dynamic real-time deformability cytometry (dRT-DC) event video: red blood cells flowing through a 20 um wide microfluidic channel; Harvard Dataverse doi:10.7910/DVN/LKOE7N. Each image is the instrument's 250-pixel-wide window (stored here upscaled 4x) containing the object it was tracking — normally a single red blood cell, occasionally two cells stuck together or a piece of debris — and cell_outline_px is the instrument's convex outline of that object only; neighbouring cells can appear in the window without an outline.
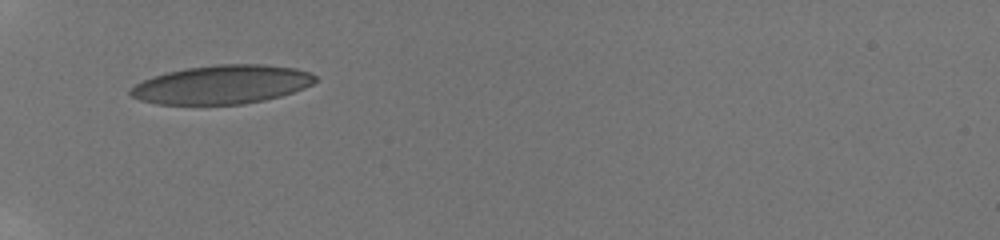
{"species": "human", "species_latin": "Homo sapiens", "temperature_condition": "room temperature", "stored_images_in_passage": 38, "camera_frame_rate_fps": 3000, "um_per_image_px": 0.085, "donor": {"sex": "male"}, "frame": {"image": 1, "passage_image": 1, "time_ms": 0.0, "image_size_px": [1000, 240], "cell_outline_px": [[316, 80], [312, 84], [304, 88], [280, 96], [264, 100], [244, 104], [156, 104], [140, 100], [132, 96], [128, 92], [136, 84], [152, 76], [184, 68], [216, 64], [260, 64], [296, 68], [312, 72], [316, 76]], "centroid_in_image_um": [18.88, 7.18], "position_along_channel_um": 66.1, "area_um2": 41.67}}
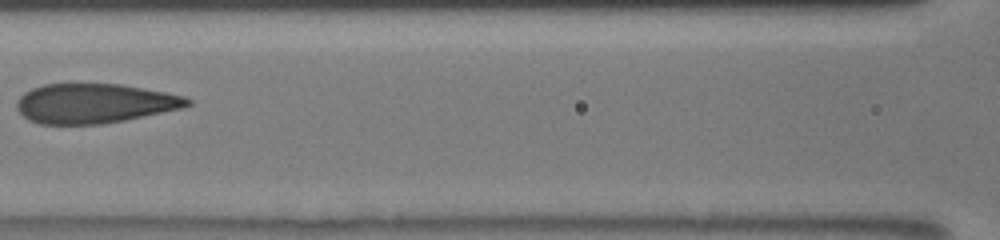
{"frame": {"image": 2, "passage_image": 7, "time_ms": 2.667, "image_size_px": [1000, 240], "cell_outline_px": [[192, 104], [180, 108], [124, 120], [100, 124], [40, 124], [28, 120], [16, 108], [16, 100], [24, 92], [32, 88], [44, 84], [120, 84], [164, 92], [184, 96], [192, 100]], "centroid_in_image_um": [7.98, 8.79], "position_along_channel_um": 158.6, "area_um2": 39.13}}
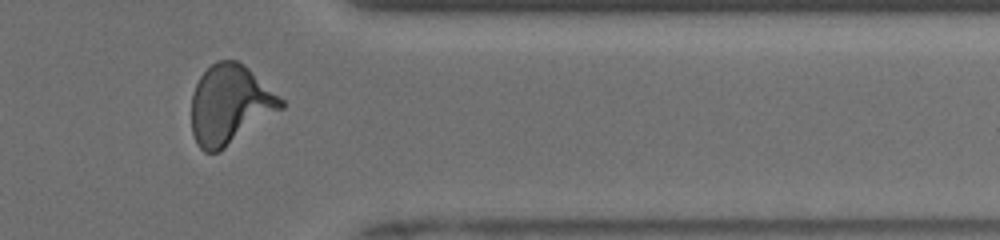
{"frame": {"image": 3, "passage_image": 28, "time_ms": 8.667, "image_size_px": [1000, 240], "cell_outline_px": [[284, 108], [220, 152], [204, 152], [200, 148], [192, 132], [192, 92], [200, 76], [216, 60], [236, 60], [248, 68], [284, 100]], "centroid_in_image_um": [19.55, 8.91], "position_along_channel_um": 391.9, "area_um2": 41.33}, "authors_computed_cell_mechanics": {"area_um2": 39.882, "velocity_mm_per_s": 3.959, "shape_relaxation_time_tau1_ms": 5.4429, "shape_relaxation_time_tau2_ms": 0.8597, "deformation_change_tau1": 0.2076, "deformation_change_tau2": 0.0734}}